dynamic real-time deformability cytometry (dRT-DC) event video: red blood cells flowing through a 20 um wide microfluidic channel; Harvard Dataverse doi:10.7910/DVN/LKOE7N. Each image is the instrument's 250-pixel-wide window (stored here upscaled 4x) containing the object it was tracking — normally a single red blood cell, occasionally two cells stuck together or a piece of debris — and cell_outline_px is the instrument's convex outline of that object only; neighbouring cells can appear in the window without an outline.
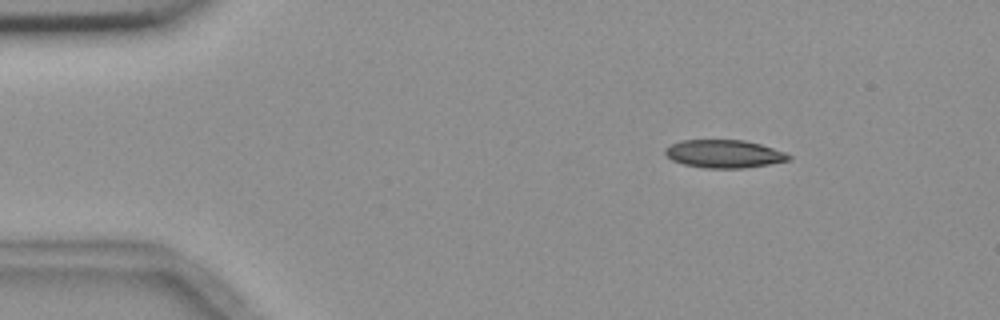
{"species": "common noctule bat (a hibernating species)", "species_latin": "Nyctalus noctula", "temperature_condition": "room temperature", "stored_images_in_passage": 4, "segment_of_instrument_passage": [1, 2], "camera_frame_rate_fps": 3000, "um_per_image_px": 0.085, "animal": {"sex": "female", "body_mass_g": 18.4}, "frame": {"image": 1, "passage_image": 1, "time_ms": 0.0, "image_size_px": [1000, 320], "cell_outline_px": [[792, 156], [788, 160], [768, 164], [744, 168], [704, 168], [684, 164], [672, 160], [664, 152], [664, 148], [680, 140], [744, 140], [760, 144], [784, 152]], "centroid_in_image_um": [61.52, 13.07], "position_along_channel_um": 23.5, "area_um2": 20.0}}